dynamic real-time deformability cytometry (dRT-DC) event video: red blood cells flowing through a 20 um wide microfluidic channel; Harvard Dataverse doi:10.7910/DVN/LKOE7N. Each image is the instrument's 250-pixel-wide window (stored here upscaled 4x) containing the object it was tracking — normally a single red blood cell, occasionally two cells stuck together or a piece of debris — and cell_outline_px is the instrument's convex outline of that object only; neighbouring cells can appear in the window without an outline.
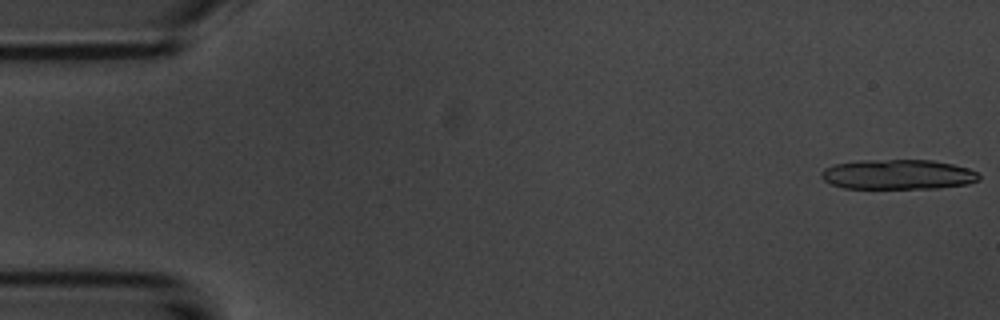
{"species": "common noctule bat (a hibernating species)", "species_latin": "Nyctalus noctula", "temperature_condition": "room temperature", "stored_images_in_passage": 14, "camera_frame_rate_fps": 3000, "um_per_image_px": 0.085, "animal": {"sex": "male", "body_mass_g": 20.1, "forearm_length_mm": 53.5}, "frame": {"image": 1, "passage_image": 1, "time_ms": 0.0, "image_size_px": [1000, 320], "cell_outline_px": [[980, 180], [968, 184], [936, 188], [844, 188], [832, 184], [824, 180], [820, 176], [820, 172], [824, 168], [832, 164], [860, 160], [932, 160], [952, 164], [968, 168], [976, 172], [980, 176]], "centroid_in_image_um": [76.3, 14.82], "position_along_channel_um": 8.7, "area_um2": 27.57}}